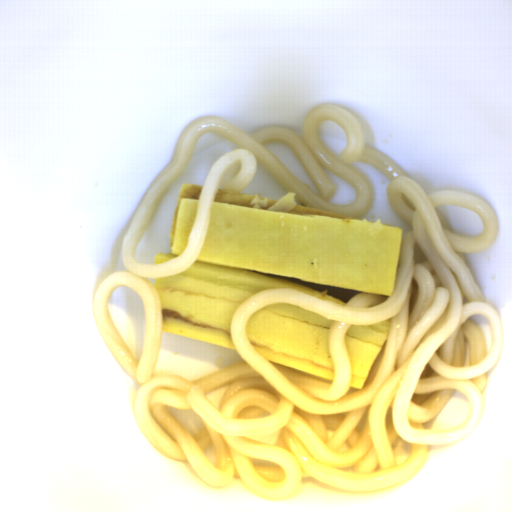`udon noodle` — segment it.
Masks as SVG:
<instances>
[{"label":"udon noodle","instance_id":"d5520da0","mask_svg":"<svg viewBox=\"0 0 512 512\" xmlns=\"http://www.w3.org/2000/svg\"><path fill=\"white\" fill-rule=\"evenodd\" d=\"M205 132L243 149L224 154L212 167L186 250L162 264L136 262L139 240ZM365 141L360 119L337 104L310 110L302 137L282 125L248 133L218 115L194 118L133 215L122 240L127 270L114 271L96 289L97 328L139 384L133 410L140 431L168 460H186L208 485L227 486L236 475L269 500L295 496L304 477L357 494L376 492L413 479L429 459L430 446L464 442L484 417L487 372L504 347L503 320L487 303L464 254L494 245L498 217L474 193H427L397 161L365 147ZM356 161L391 181V207L412 227L403 237L393 294L362 293L341 307L292 288L260 291L232 319V338L245 362L193 382L180 375L152 377L162 315L158 291L146 278H168L192 265L218 187L241 192L259 163L306 207L361 218L372 203V190L366 175L349 165ZM120 285L135 289L145 305L138 363L108 311ZM284 302L335 320L329 335L332 383L253 350L246 336L250 314ZM391 318L388 341L362 390L346 394L351 379L346 329Z\"/></svg>","mask_w":512,"mask_h":512}]
</instances>
